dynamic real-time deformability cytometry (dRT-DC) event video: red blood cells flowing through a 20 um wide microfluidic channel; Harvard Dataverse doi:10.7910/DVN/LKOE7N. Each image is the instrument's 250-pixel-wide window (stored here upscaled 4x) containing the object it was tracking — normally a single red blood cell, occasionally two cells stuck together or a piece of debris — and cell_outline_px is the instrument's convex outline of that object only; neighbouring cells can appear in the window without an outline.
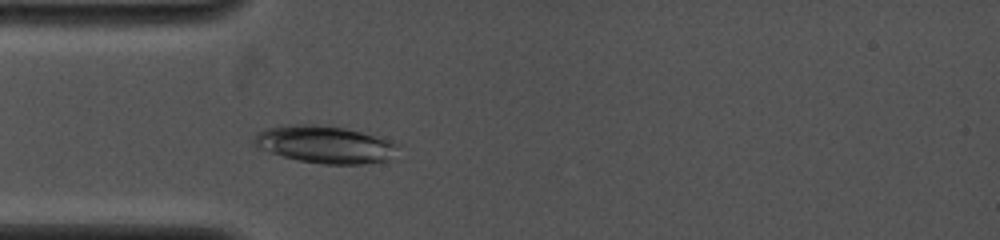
{"species": "common noctule bat (a hibernating species)", "species_latin": "Nyctalus noctula", "temperature_condition": "cold", "stored_images_in_passage": 17, "camera_frame_rate_fps": 4000, "um_per_image_px": 0.085, "animal": {"sex": "female", "body_mass_g": 19.0, "forearm_length_mm": 53.3}, "frame": {"image": 1, "passage_image": 6, "time_ms": 2.0, "image_size_px": [1000, 240], "cell_outline_px": [[400, 144], [388, 160], [364, 164], [324, 164], [296, 160], [260, 148], [252, 144], [252, 140], [264, 128], [292, 124], [312, 124], [344, 128], [360, 132]], "centroid_in_image_um": [27.58, 12.28], "position_along_channel_um": 57.4, "area_um2": 30.87}}
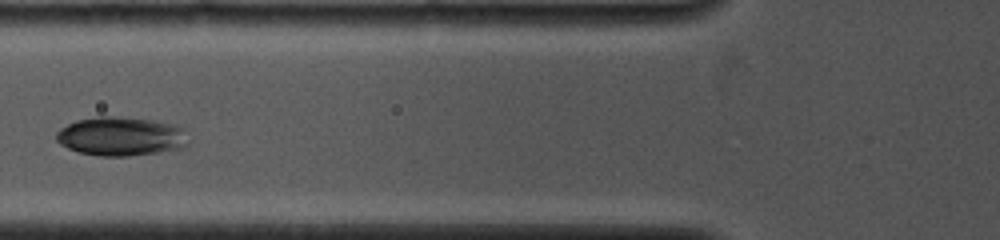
{"frame": {"image": 2, "passage_image": 10, "time_ms": 3.5, "image_size_px": [1000, 240], "cell_outline_px": [[188, 144], [184, 148], [128, 156], [100, 156], [80, 152], [68, 148], [60, 144], [56, 140], [56, 132], [60, 128], [76, 120], [100, 116], [116, 116], [152, 120], [180, 124], [184, 128]], "centroid_in_image_um": [10.31, 11.58], "position_along_channel_um": 115.5, "area_um2": 30.17}}